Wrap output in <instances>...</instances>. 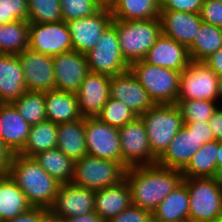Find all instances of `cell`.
<instances>
[{
	"instance_id": "obj_1",
	"label": "cell",
	"mask_w": 222,
	"mask_h": 222,
	"mask_svg": "<svg viewBox=\"0 0 222 222\" xmlns=\"http://www.w3.org/2000/svg\"><path fill=\"white\" fill-rule=\"evenodd\" d=\"M132 205L152 212L158 204L182 181L180 170L162 167L158 164L129 167L126 170Z\"/></svg>"
},
{
	"instance_id": "obj_2",
	"label": "cell",
	"mask_w": 222,
	"mask_h": 222,
	"mask_svg": "<svg viewBox=\"0 0 222 222\" xmlns=\"http://www.w3.org/2000/svg\"><path fill=\"white\" fill-rule=\"evenodd\" d=\"M32 207L50 208L60 184L33 157L15 154L8 171Z\"/></svg>"
},
{
	"instance_id": "obj_3",
	"label": "cell",
	"mask_w": 222,
	"mask_h": 222,
	"mask_svg": "<svg viewBox=\"0 0 222 222\" xmlns=\"http://www.w3.org/2000/svg\"><path fill=\"white\" fill-rule=\"evenodd\" d=\"M122 57L130 65L143 60L162 34L160 19L121 21L113 19Z\"/></svg>"
},
{
	"instance_id": "obj_4",
	"label": "cell",
	"mask_w": 222,
	"mask_h": 222,
	"mask_svg": "<svg viewBox=\"0 0 222 222\" xmlns=\"http://www.w3.org/2000/svg\"><path fill=\"white\" fill-rule=\"evenodd\" d=\"M140 117L146 127L151 152L158 159L184 126L181 110L176 104H154Z\"/></svg>"
},
{
	"instance_id": "obj_5",
	"label": "cell",
	"mask_w": 222,
	"mask_h": 222,
	"mask_svg": "<svg viewBox=\"0 0 222 222\" xmlns=\"http://www.w3.org/2000/svg\"><path fill=\"white\" fill-rule=\"evenodd\" d=\"M189 194V222H210L222 218L221 177L183 178Z\"/></svg>"
},
{
	"instance_id": "obj_6",
	"label": "cell",
	"mask_w": 222,
	"mask_h": 222,
	"mask_svg": "<svg viewBox=\"0 0 222 222\" xmlns=\"http://www.w3.org/2000/svg\"><path fill=\"white\" fill-rule=\"evenodd\" d=\"M129 70L154 104H176L181 72L154 66L144 60L131 63Z\"/></svg>"
},
{
	"instance_id": "obj_7",
	"label": "cell",
	"mask_w": 222,
	"mask_h": 222,
	"mask_svg": "<svg viewBox=\"0 0 222 222\" xmlns=\"http://www.w3.org/2000/svg\"><path fill=\"white\" fill-rule=\"evenodd\" d=\"M126 170L127 168L121 162L87 154L74 161L73 178L70 183L99 190L122 182L125 179Z\"/></svg>"
},
{
	"instance_id": "obj_8",
	"label": "cell",
	"mask_w": 222,
	"mask_h": 222,
	"mask_svg": "<svg viewBox=\"0 0 222 222\" xmlns=\"http://www.w3.org/2000/svg\"><path fill=\"white\" fill-rule=\"evenodd\" d=\"M85 55L89 72L115 76L129 70L130 65L122 57L116 27L112 23Z\"/></svg>"
},
{
	"instance_id": "obj_9",
	"label": "cell",
	"mask_w": 222,
	"mask_h": 222,
	"mask_svg": "<svg viewBox=\"0 0 222 222\" xmlns=\"http://www.w3.org/2000/svg\"><path fill=\"white\" fill-rule=\"evenodd\" d=\"M218 78L204 62L191 61L181 72L177 101L219 102Z\"/></svg>"
},
{
	"instance_id": "obj_10",
	"label": "cell",
	"mask_w": 222,
	"mask_h": 222,
	"mask_svg": "<svg viewBox=\"0 0 222 222\" xmlns=\"http://www.w3.org/2000/svg\"><path fill=\"white\" fill-rule=\"evenodd\" d=\"M122 164L126 167L154 165L146 127L140 116L119 128Z\"/></svg>"
},
{
	"instance_id": "obj_11",
	"label": "cell",
	"mask_w": 222,
	"mask_h": 222,
	"mask_svg": "<svg viewBox=\"0 0 222 222\" xmlns=\"http://www.w3.org/2000/svg\"><path fill=\"white\" fill-rule=\"evenodd\" d=\"M87 154L122 163L119 128L110 126L98 117L85 118Z\"/></svg>"
},
{
	"instance_id": "obj_12",
	"label": "cell",
	"mask_w": 222,
	"mask_h": 222,
	"mask_svg": "<svg viewBox=\"0 0 222 222\" xmlns=\"http://www.w3.org/2000/svg\"><path fill=\"white\" fill-rule=\"evenodd\" d=\"M29 49L55 56L72 50L69 29L64 20L52 23H29Z\"/></svg>"
},
{
	"instance_id": "obj_13",
	"label": "cell",
	"mask_w": 222,
	"mask_h": 222,
	"mask_svg": "<svg viewBox=\"0 0 222 222\" xmlns=\"http://www.w3.org/2000/svg\"><path fill=\"white\" fill-rule=\"evenodd\" d=\"M112 21L111 10L107 7H102L91 16L66 21L71 35L72 50L81 54L88 53Z\"/></svg>"
},
{
	"instance_id": "obj_14",
	"label": "cell",
	"mask_w": 222,
	"mask_h": 222,
	"mask_svg": "<svg viewBox=\"0 0 222 222\" xmlns=\"http://www.w3.org/2000/svg\"><path fill=\"white\" fill-rule=\"evenodd\" d=\"M27 91L55 90V72L52 56L27 48L18 54Z\"/></svg>"
},
{
	"instance_id": "obj_15",
	"label": "cell",
	"mask_w": 222,
	"mask_h": 222,
	"mask_svg": "<svg viewBox=\"0 0 222 222\" xmlns=\"http://www.w3.org/2000/svg\"><path fill=\"white\" fill-rule=\"evenodd\" d=\"M55 90L76 93L89 73L87 58L75 50L52 57Z\"/></svg>"
},
{
	"instance_id": "obj_16",
	"label": "cell",
	"mask_w": 222,
	"mask_h": 222,
	"mask_svg": "<svg viewBox=\"0 0 222 222\" xmlns=\"http://www.w3.org/2000/svg\"><path fill=\"white\" fill-rule=\"evenodd\" d=\"M94 200L95 190L72 183L60 184L50 209L63 219L86 215L94 211Z\"/></svg>"
},
{
	"instance_id": "obj_17",
	"label": "cell",
	"mask_w": 222,
	"mask_h": 222,
	"mask_svg": "<svg viewBox=\"0 0 222 222\" xmlns=\"http://www.w3.org/2000/svg\"><path fill=\"white\" fill-rule=\"evenodd\" d=\"M111 76L89 72L76 92L83 118L97 117L110 98Z\"/></svg>"
},
{
	"instance_id": "obj_18",
	"label": "cell",
	"mask_w": 222,
	"mask_h": 222,
	"mask_svg": "<svg viewBox=\"0 0 222 222\" xmlns=\"http://www.w3.org/2000/svg\"><path fill=\"white\" fill-rule=\"evenodd\" d=\"M110 92L111 98L122 102L137 116H141L154 105L130 70L111 76Z\"/></svg>"
},
{
	"instance_id": "obj_19",
	"label": "cell",
	"mask_w": 222,
	"mask_h": 222,
	"mask_svg": "<svg viewBox=\"0 0 222 222\" xmlns=\"http://www.w3.org/2000/svg\"><path fill=\"white\" fill-rule=\"evenodd\" d=\"M143 60L148 64L179 72H182L192 61L187 46L164 34L158 37Z\"/></svg>"
},
{
	"instance_id": "obj_20",
	"label": "cell",
	"mask_w": 222,
	"mask_h": 222,
	"mask_svg": "<svg viewBox=\"0 0 222 222\" xmlns=\"http://www.w3.org/2000/svg\"><path fill=\"white\" fill-rule=\"evenodd\" d=\"M159 19L162 34L187 47L194 42L202 24L200 13L161 10Z\"/></svg>"
},
{
	"instance_id": "obj_21",
	"label": "cell",
	"mask_w": 222,
	"mask_h": 222,
	"mask_svg": "<svg viewBox=\"0 0 222 222\" xmlns=\"http://www.w3.org/2000/svg\"><path fill=\"white\" fill-rule=\"evenodd\" d=\"M203 145L197 136L183 126L165 152L157 159L156 164L182 171L191 160V157Z\"/></svg>"
},
{
	"instance_id": "obj_22",
	"label": "cell",
	"mask_w": 222,
	"mask_h": 222,
	"mask_svg": "<svg viewBox=\"0 0 222 222\" xmlns=\"http://www.w3.org/2000/svg\"><path fill=\"white\" fill-rule=\"evenodd\" d=\"M30 128L12 103H0V139L14 154L22 151L28 140Z\"/></svg>"
},
{
	"instance_id": "obj_23",
	"label": "cell",
	"mask_w": 222,
	"mask_h": 222,
	"mask_svg": "<svg viewBox=\"0 0 222 222\" xmlns=\"http://www.w3.org/2000/svg\"><path fill=\"white\" fill-rule=\"evenodd\" d=\"M131 205V192L125 179L113 186L95 190L94 212L105 222Z\"/></svg>"
},
{
	"instance_id": "obj_24",
	"label": "cell",
	"mask_w": 222,
	"mask_h": 222,
	"mask_svg": "<svg viewBox=\"0 0 222 222\" xmlns=\"http://www.w3.org/2000/svg\"><path fill=\"white\" fill-rule=\"evenodd\" d=\"M26 90L18 55L0 54V103H12Z\"/></svg>"
},
{
	"instance_id": "obj_25",
	"label": "cell",
	"mask_w": 222,
	"mask_h": 222,
	"mask_svg": "<svg viewBox=\"0 0 222 222\" xmlns=\"http://www.w3.org/2000/svg\"><path fill=\"white\" fill-rule=\"evenodd\" d=\"M44 96L47 120L60 124L82 118L76 93L50 90Z\"/></svg>"
},
{
	"instance_id": "obj_26",
	"label": "cell",
	"mask_w": 222,
	"mask_h": 222,
	"mask_svg": "<svg viewBox=\"0 0 222 222\" xmlns=\"http://www.w3.org/2000/svg\"><path fill=\"white\" fill-rule=\"evenodd\" d=\"M160 222H189V194L182 181L151 214Z\"/></svg>"
},
{
	"instance_id": "obj_27",
	"label": "cell",
	"mask_w": 222,
	"mask_h": 222,
	"mask_svg": "<svg viewBox=\"0 0 222 222\" xmlns=\"http://www.w3.org/2000/svg\"><path fill=\"white\" fill-rule=\"evenodd\" d=\"M57 148L73 161L87 155L85 118L57 124Z\"/></svg>"
},
{
	"instance_id": "obj_28",
	"label": "cell",
	"mask_w": 222,
	"mask_h": 222,
	"mask_svg": "<svg viewBox=\"0 0 222 222\" xmlns=\"http://www.w3.org/2000/svg\"><path fill=\"white\" fill-rule=\"evenodd\" d=\"M31 207L26 195L10 176H0V222L13 219Z\"/></svg>"
},
{
	"instance_id": "obj_29",
	"label": "cell",
	"mask_w": 222,
	"mask_h": 222,
	"mask_svg": "<svg viewBox=\"0 0 222 222\" xmlns=\"http://www.w3.org/2000/svg\"><path fill=\"white\" fill-rule=\"evenodd\" d=\"M110 10L115 20L158 19L161 11V0H116Z\"/></svg>"
},
{
	"instance_id": "obj_30",
	"label": "cell",
	"mask_w": 222,
	"mask_h": 222,
	"mask_svg": "<svg viewBox=\"0 0 222 222\" xmlns=\"http://www.w3.org/2000/svg\"><path fill=\"white\" fill-rule=\"evenodd\" d=\"M218 141L214 140L203 144L193 154L187 166L181 171L183 178H214L217 171Z\"/></svg>"
},
{
	"instance_id": "obj_31",
	"label": "cell",
	"mask_w": 222,
	"mask_h": 222,
	"mask_svg": "<svg viewBox=\"0 0 222 222\" xmlns=\"http://www.w3.org/2000/svg\"><path fill=\"white\" fill-rule=\"evenodd\" d=\"M222 47V28L203 22L188 47L192 61L204 62Z\"/></svg>"
},
{
	"instance_id": "obj_32",
	"label": "cell",
	"mask_w": 222,
	"mask_h": 222,
	"mask_svg": "<svg viewBox=\"0 0 222 222\" xmlns=\"http://www.w3.org/2000/svg\"><path fill=\"white\" fill-rule=\"evenodd\" d=\"M39 165L59 183H70L73 178L74 161L57 147L33 156Z\"/></svg>"
},
{
	"instance_id": "obj_33",
	"label": "cell",
	"mask_w": 222,
	"mask_h": 222,
	"mask_svg": "<svg viewBox=\"0 0 222 222\" xmlns=\"http://www.w3.org/2000/svg\"><path fill=\"white\" fill-rule=\"evenodd\" d=\"M57 124L45 120L31 126L28 140L19 153L25 157H33L39 152L57 147Z\"/></svg>"
},
{
	"instance_id": "obj_34",
	"label": "cell",
	"mask_w": 222,
	"mask_h": 222,
	"mask_svg": "<svg viewBox=\"0 0 222 222\" xmlns=\"http://www.w3.org/2000/svg\"><path fill=\"white\" fill-rule=\"evenodd\" d=\"M29 47V22L18 20L4 24L0 31V54L18 55Z\"/></svg>"
},
{
	"instance_id": "obj_35",
	"label": "cell",
	"mask_w": 222,
	"mask_h": 222,
	"mask_svg": "<svg viewBox=\"0 0 222 222\" xmlns=\"http://www.w3.org/2000/svg\"><path fill=\"white\" fill-rule=\"evenodd\" d=\"M12 104L20 116L30 125H36L47 120L44 92L25 91Z\"/></svg>"
},
{
	"instance_id": "obj_36",
	"label": "cell",
	"mask_w": 222,
	"mask_h": 222,
	"mask_svg": "<svg viewBox=\"0 0 222 222\" xmlns=\"http://www.w3.org/2000/svg\"><path fill=\"white\" fill-rule=\"evenodd\" d=\"M29 23H52L62 20L60 0H27Z\"/></svg>"
},
{
	"instance_id": "obj_37",
	"label": "cell",
	"mask_w": 222,
	"mask_h": 222,
	"mask_svg": "<svg viewBox=\"0 0 222 222\" xmlns=\"http://www.w3.org/2000/svg\"><path fill=\"white\" fill-rule=\"evenodd\" d=\"M182 113L183 122H208L218 107L219 102L206 100L177 101Z\"/></svg>"
},
{
	"instance_id": "obj_38",
	"label": "cell",
	"mask_w": 222,
	"mask_h": 222,
	"mask_svg": "<svg viewBox=\"0 0 222 222\" xmlns=\"http://www.w3.org/2000/svg\"><path fill=\"white\" fill-rule=\"evenodd\" d=\"M97 117L110 126L121 128L133 121L137 115L122 102L110 97Z\"/></svg>"
},
{
	"instance_id": "obj_39",
	"label": "cell",
	"mask_w": 222,
	"mask_h": 222,
	"mask_svg": "<svg viewBox=\"0 0 222 222\" xmlns=\"http://www.w3.org/2000/svg\"><path fill=\"white\" fill-rule=\"evenodd\" d=\"M60 4L65 22L91 16L102 8L96 0H60Z\"/></svg>"
},
{
	"instance_id": "obj_40",
	"label": "cell",
	"mask_w": 222,
	"mask_h": 222,
	"mask_svg": "<svg viewBox=\"0 0 222 222\" xmlns=\"http://www.w3.org/2000/svg\"><path fill=\"white\" fill-rule=\"evenodd\" d=\"M28 17L27 0H0V22L3 24L26 20Z\"/></svg>"
},
{
	"instance_id": "obj_41",
	"label": "cell",
	"mask_w": 222,
	"mask_h": 222,
	"mask_svg": "<svg viewBox=\"0 0 222 222\" xmlns=\"http://www.w3.org/2000/svg\"><path fill=\"white\" fill-rule=\"evenodd\" d=\"M200 16L203 22L222 28V1L203 0Z\"/></svg>"
},
{
	"instance_id": "obj_42",
	"label": "cell",
	"mask_w": 222,
	"mask_h": 222,
	"mask_svg": "<svg viewBox=\"0 0 222 222\" xmlns=\"http://www.w3.org/2000/svg\"><path fill=\"white\" fill-rule=\"evenodd\" d=\"M203 0H161V10L200 13Z\"/></svg>"
},
{
	"instance_id": "obj_43",
	"label": "cell",
	"mask_w": 222,
	"mask_h": 222,
	"mask_svg": "<svg viewBox=\"0 0 222 222\" xmlns=\"http://www.w3.org/2000/svg\"><path fill=\"white\" fill-rule=\"evenodd\" d=\"M151 213L140 207L131 205L118 216L110 218L106 222H146Z\"/></svg>"
},
{
	"instance_id": "obj_44",
	"label": "cell",
	"mask_w": 222,
	"mask_h": 222,
	"mask_svg": "<svg viewBox=\"0 0 222 222\" xmlns=\"http://www.w3.org/2000/svg\"><path fill=\"white\" fill-rule=\"evenodd\" d=\"M184 126L193 132L203 144L215 140L208 122H184Z\"/></svg>"
},
{
	"instance_id": "obj_45",
	"label": "cell",
	"mask_w": 222,
	"mask_h": 222,
	"mask_svg": "<svg viewBox=\"0 0 222 222\" xmlns=\"http://www.w3.org/2000/svg\"><path fill=\"white\" fill-rule=\"evenodd\" d=\"M14 155L13 151L0 139V176L8 174Z\"/></svg>"
},
{
	"instance_id": "obj_46",
	"label": "cell",
	"mask_w": 222,
	"mask_h": 222,
	"mask_svg": "<svg viewBox=\"0 0 222 222\" xmlns=\"http://www.w3.org/2000/svg\"><path fill=\"white\" fill-rule=\"evenodd\" d=\"M208 123L214 134L215 140L222 142V105L218 107Z\"/></svg>"
},
{
	"instance_id": "obj_47",
	"label": "cell",
	"mask_w": 222,
	"mask_h": 222,
	"mask_svg": "<svg viewBox=\"0 0 222 222\" xmlns=\"http://www.w3.org/2000/svg\"><path fill=\"white\" fill-rule=\"evenodd\" d=\"M204 63L212 69L218 77H222V47L207 58Z\"/></svg>"
},
{
	"instance_id": "obj_48",
	"label": "cell",
	"mask_w": 222,
	"mask_h": 222,
	"mask_svg": "<svg viewBox=\"0 0 222 222\" xmlns=\"http://www.w3.org/2000/svg\"><path fill=\"white\" fill-rule=\"evenodd\" d=\"M38 222H64V219L50 208L38 207Z\"/></svg>"
},
{
	"instance_id": "obj_49",
	"label": "cell",
	"mask_w": 222,
	"mask_h": 222,
	"mask_svg": "<svg viewBox=\"0 0 222 222\" xmlns=\"http://www.w3.org/2000/svg\"><path fill=\"white\" fill-rule=\"evenodd\" d=\"M4 222H38V207H31L21 215Z\"/></svg>"
},
{
	"instance_id": "obj_50",
	"label": "cell",
	"mask_w": 222,
	"mask_h": 222,
	"mask_svg": "<svg viewBox=\"0 0 222 222\" xmlns=\"http://www.w3.org/2000/svg\"><path fill=\"white\" fill-rule=\"evenodd\" d=\"M64 222H105V221L93 211L86 215L65 218Z\"/></svg>"
},
{
	"instance_id": "obj_51",
	"label": "cell",
	"mask_w": 222,
	"mask_h": 222,
	"mask_svg": "<svg viewBox=\"0 0 222 222\" xmlns=\"http://www.w3.org/2000/svg\"><path fill=\"white\" fill-rule=\"evenodd\" d=\"M216 164H217L218 177H222V142L219 141H218Z\"/></svg>"
},
{
	"instance_id": "obj_52",
	"label": "cell",
	"mask_w": 222,
	"mask_h": 222,
	"mask_svg": "<svg viewBox=\"0 0 222 222\" xmlns=\"http://www.w3.org/2000/svg\"><path fill=\"white\" fill-rule=\"evenodd\" d=\"M101 7L110 8L116 0H96Z\"/></svg>"
},
{
	"instance_id": "obj_53",
	"label": "cell",
	"mask_w": 222,
	"mask_h": 222,
	"mask_svg": "<svg viewBox=\"0 0 222 222\" xmlns=\"http://www.w3.org/2000/svg\"><path fill=\"white\" fill-rule=\"evenodd\" d=\"M218 95L219 103L222 105V77L218 78Z\"/></svg>"
},
{
	"instance_id": "obj_54",
	"label": "cell",
	"mask_w": 222,
	"mask_h": 222,
	"mask_svg": "<svg viewBox=\"0 0 222 222\" xmlns=\"http://www.w3.org/2000/svg\"><path fill=\"white\" fill-rule=\"evenodd\" d=\"M146 222H156V219L151 215Z\"/></svg>"
},
{
	"instance_id": "obj_55",
	"label": "cell",
	"mask_w": 222,
	"mask_h": 222,
	"mask_svg": "<svg viewBox=\"0 0 222 222\" xmlns=\"http://www.w3.org/2000/svg\"><path fill=\"white\" fill-rule=\"evenodd\" d=\"M210 222H222V218L217 219V220H213V221H210Z\"/></svg>"
},
{
	"instance_id": "obj_56",
	"label": "cell",
	"mask_w": 222,
	"mask_h": 222,
	"mask_svg": "<svg viewBox=\"0 0 222 222\" xmlns=\"http://www.w3.org/2000/svg\"><path fill=\"white\" fill-rule=\"evenodd\" d=\"M4 24L0 22V31L2 30Z\"/></svg>"
}]
</instances>
